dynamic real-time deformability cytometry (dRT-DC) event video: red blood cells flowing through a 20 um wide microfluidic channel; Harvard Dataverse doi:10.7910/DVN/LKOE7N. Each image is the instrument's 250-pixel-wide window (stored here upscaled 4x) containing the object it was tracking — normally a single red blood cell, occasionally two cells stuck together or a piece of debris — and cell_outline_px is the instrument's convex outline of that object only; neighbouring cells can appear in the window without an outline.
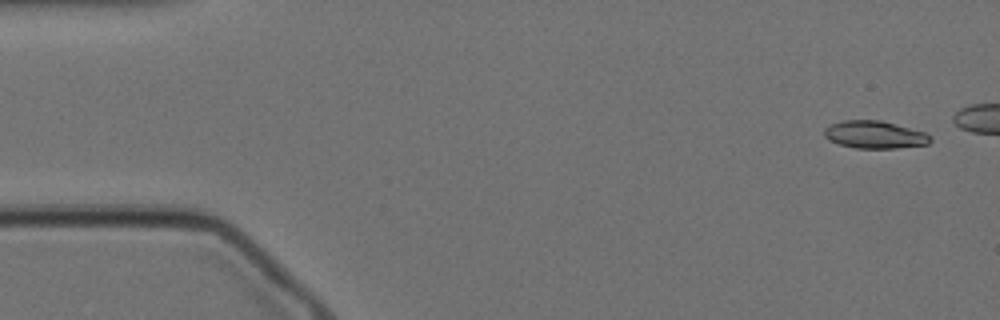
{"species": "Egyptian fruit bat (a non-hibernating species)", "species_latin": "Rousettus aegyptiacus", "temperature_condition": "cold", "stored_images_in_passage": 17, "camera_frame_rate_fps": 3000, "um_per_image_px": 0.085, "animal": {"sex": "female"}, "frame": {"image": 1, "passage_image": 3, "time_ms": 0.667, "image_size_px": [1000, 320], "cell_outline_px": [[932, 140], [928, 144], [896, 148], [856, 148], [840, 144], [828, 140], [824, 136], [824, 128], [832, 124], [844, 120], [880, 120], [924, 132], [932, 136]], "centroid_in_image_um": [74.34, 11.45], "position_along_channel_um": 10.7, "area_um2": 16.94}}